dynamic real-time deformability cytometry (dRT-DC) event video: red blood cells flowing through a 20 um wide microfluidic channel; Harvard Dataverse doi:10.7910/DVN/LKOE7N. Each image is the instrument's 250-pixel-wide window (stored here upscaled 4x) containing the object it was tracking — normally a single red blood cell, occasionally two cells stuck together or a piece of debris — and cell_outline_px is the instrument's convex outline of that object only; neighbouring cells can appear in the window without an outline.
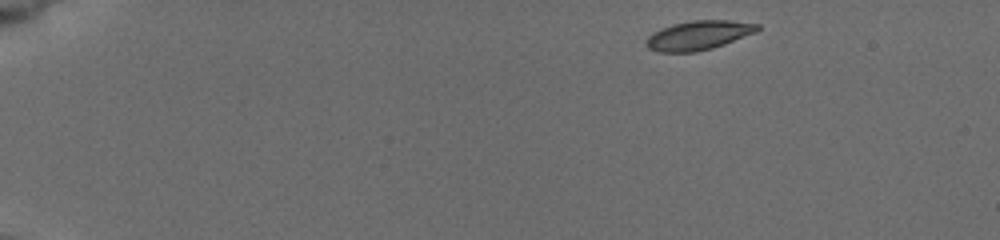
{"species": "common noctule bat (a hibernating species)", "species_latin": "Nyctalus noctula", "temperature_condition": "cold", "stored_images_in_passage": 19, "camera_frame_rate_fps": 3000, "um_per_image_px": 0.085, "animal": {"sex": "female", "body_mass_g": 19.5, "forearm_length_mm": 54.1}, "frame": {"image": 1, "passage_image": 1, "time_ms": 0.0, "image_size_px": [1000, 240], "cell_outline_px": [[760, 28], [756, 32], [724, 44], [712, 48], [696, 52], [656, 52], [648, 48], [644, 44], [644, 40], [648, 36], [672, 24], [692, 20], [728, 20], [760, 24]], "centroid_in_image_um": [59.36, 3.0], "position_along_channel_um": 25.6, "area_um2": 18.9}}
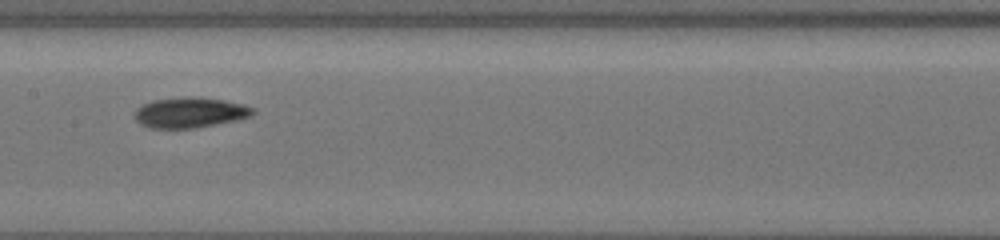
{"frame": {"image": 2, "passage_image": 11, "time_ms": 7.333, "image_size_px": [1000, 240], "cell_outline_px": [[256, 112], [252, 116], [236, 120], [192, 128], [152, 128], [140, 124], [136, 120], [136, 108], [152, 100], [184, 96], [196, 96], [224, 100], [244, 104], [256, 108]], "centroid_in_image_um": [16.19, 9.54], "position_along_channel_um": 191.2, "area_um2": 21.04}}
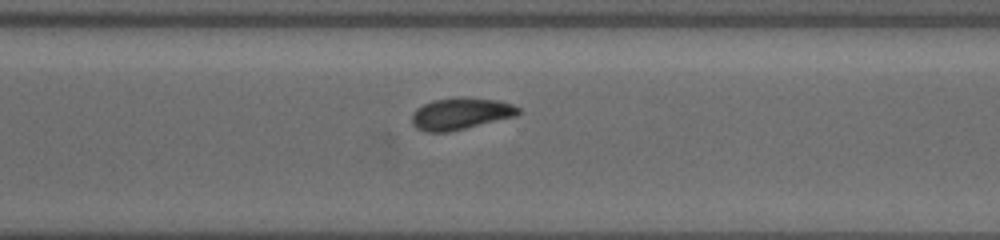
{"frame": {"image": 3, "passage_image": 19, "time_ms": 11.0, "image_size_px": [1000, 240], "cell_outline_px": [[520, 112], [516, 116], [448, 132], [424, 132], [416, 128], [412, 120], [412, 116], [416, 108], [432, 100], [456, 96], [460, 96], [496, 100], [512, 104], [520, 108]], "centroid_in_image_um": [39.14, 9.65], "position_along_channel_um": 331.5, "area_um2": 19.77}}